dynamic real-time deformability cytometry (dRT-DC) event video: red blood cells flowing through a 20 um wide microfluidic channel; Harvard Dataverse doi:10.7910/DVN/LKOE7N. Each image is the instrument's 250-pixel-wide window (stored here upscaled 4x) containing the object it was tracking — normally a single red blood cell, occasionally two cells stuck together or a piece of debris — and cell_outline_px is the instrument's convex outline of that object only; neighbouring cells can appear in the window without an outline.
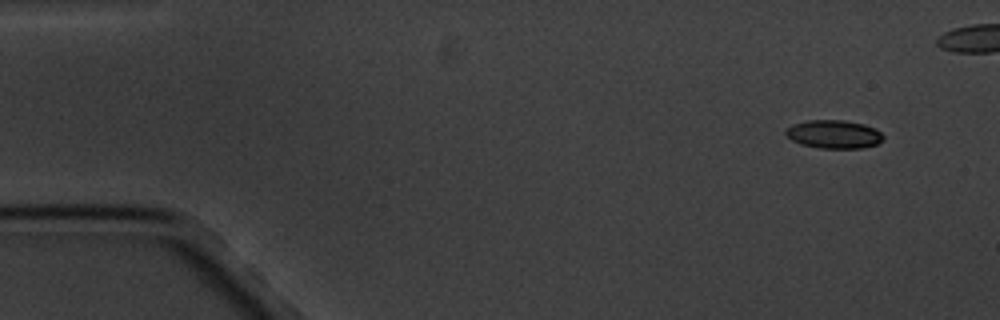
{"species": "common noctule bat (a hibernating species)", "species_latin": "Nyctalus noctula", "temperature_condition": "cold", "stored_images_in_passage": 11, "camera_frame_rate_fps": 3000, "um_per_image_px": 0.085, "animal": {"sex": "male", "body_mass_g": 20.1, "forearm_length_mm": 53.5}, "frame": {"image": 1, "passage_image": 1, "time_ms": 0.0, "image_size_px": [1000, 320], "cell_outline_px": [[884, 140], [876, 144], [860, 148], [820, 148], [800, 144], [792, 140], [784, 132], [792, 124], [808, 120], [844, 120], [864, 124], [876, 128], [884, 136]], "centroid_in_image_um": [70.89, 11.4], "position_along_channel_um": 14.1, "area_um2": 16.13}}
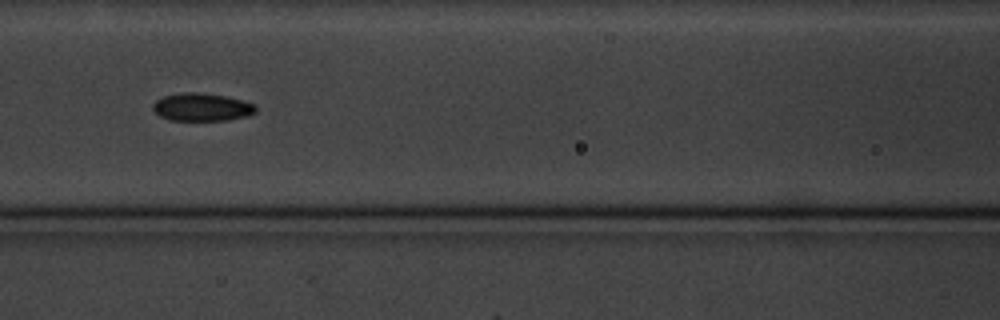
{"frame": {"image": 2, "passage_image": 7, "time_ms": 7.0, "image_size_px": [1000, 320], "cell_outline_px": [[256, 112], [248, 116], [228, 120], [168, 120], [160, 116], [152, 108], [152, 104], [156, 100], [164, 96], [180, 92], [196, 92], [224, 96], [244, 100], [256, 104]], "centroid_in_image_um": [17.17, 9.1], "position_along_channel_um": 149.4, "area_um2": 16.82}}
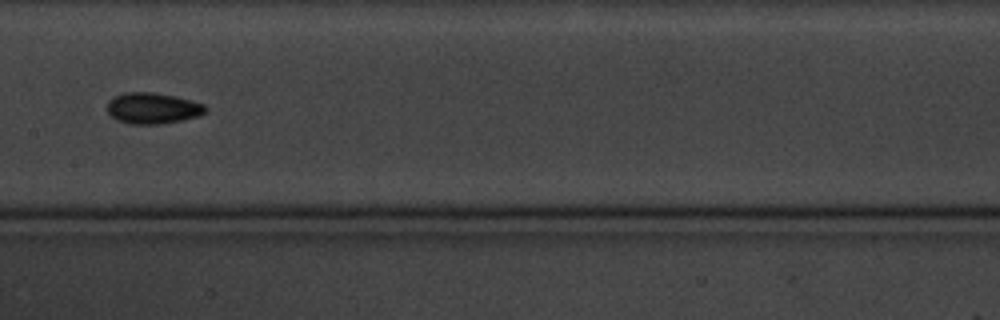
{"frame": {"image": 3, "passage_image": 8, "time_ms": 8.333, "image_size_px": [1000, 320], "cell_outline_px": [[208, 108], [200, 116], [160, 124], [128, 124], [116, 120], [108, 112], [108, 100], [112, 96], [124, 92], [156, 92], [176, 96], [204, 104]], "centroid_in_image_um": [12.96, 9.19], "position_along_channel_um": 194.4, "area_um2": 17.98}}